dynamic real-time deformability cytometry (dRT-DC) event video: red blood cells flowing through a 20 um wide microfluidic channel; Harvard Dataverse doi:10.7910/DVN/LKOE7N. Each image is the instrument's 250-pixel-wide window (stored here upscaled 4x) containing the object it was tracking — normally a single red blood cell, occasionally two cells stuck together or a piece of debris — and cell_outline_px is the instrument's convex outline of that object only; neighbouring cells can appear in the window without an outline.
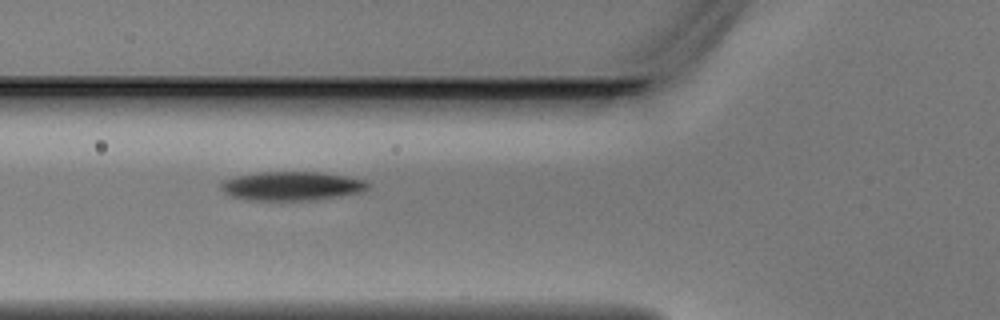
{"species": "Egyptian fruit bat (a non-hibernating species)", "species_latin": "Rousettus aegyptiacus", "temperature_condition": "warm", "stored_images_in_passage": 6, "camera_frame_rate_fps": 3000, "um_per_image_px": 0.085, "animal": {"sex": "male"}, "frame": {"image": 1, "passage_image": 5, "time_ms": 1.333, "image_size_px": [1000, 320], "cell_outline_px": [[368, 188], [360, 192], [308, 200], [248, 200], [232, 196], [224, 192], [220, 188], [220, 184], [224, 180], [236, 176], [260, 172], [320, 172], [344, 176], [364, 180], [368, 184]], "centroid_in_image_um": [24.73, 15.8], "position_along_channel_um": 101.1, "area_um2": 24.33}}
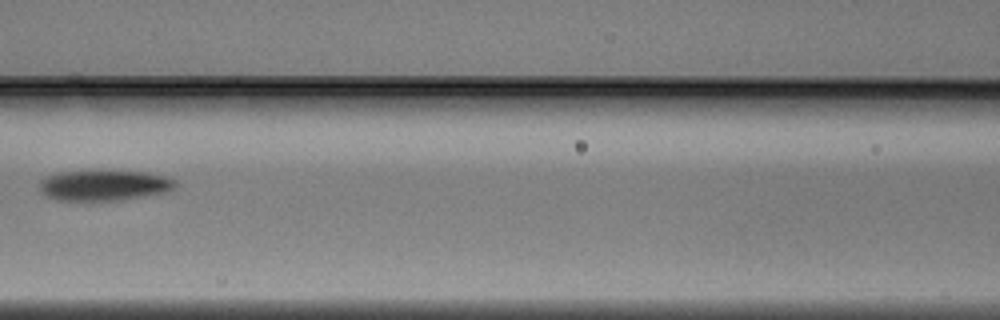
{"frame": {"image": 2, "passage_image": 6, "time_ms": 1.667, "image_size_px": [1000, 320], "cell_outline_px": [[176, 184], [172, 188], [164, 192], [144, 196], [120, 200], [56, 200], [40, 192], [40, 180], [48, 176], [60, 172], [144, 172], [164, 176], [176, 180]], "centroid_in_image_um": [8.83, 15.77], "position_along_channel_um": 157.8, "area_um2": 23.52}}